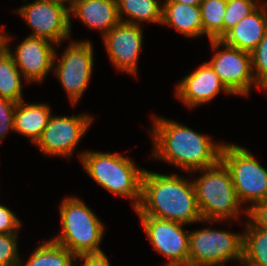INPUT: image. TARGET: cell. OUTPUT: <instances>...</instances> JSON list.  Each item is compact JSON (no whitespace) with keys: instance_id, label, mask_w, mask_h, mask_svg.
I'll use <instances>...</instances> for the list:
<instances>
[{"instance_id":"obj_1","label":"cell","mask_w":267,"mask_h":266,"mask_svg":"<svg viewBox=\"0 0 267 266\" xmlns=\"http://www.w3.org/2000/svg\"><path fill=\"white\" fill-rule=\"evenodd\" d=\"M150 135L153 141L151 157L174 165L189 175L216 165L221 160L224 142L212 140L175 120L153 116ZM196 171V172H195Z\"/></svg>"},{"instance_id":"obj_2","label":"cell","mask_w":267,"mask_h":266,"mask_svg":"<svg viewBox=\"0 0 267 266\" xmlns=\"http://www.w3.org/2000/svg\"><path fill=\"white\" fill-rule=\"evenodd\" d=\"M138 216H152L184 225L220 221L202 220L192 180L179 174H161L144 170Z\"/></svg>"},{"instance_id":"obj_3","label":"cell","mask_w":267,"mask_h":266,"mask_svg":"<svg viewBox=\"0 0 267 266\" xmlns=\"http://www.w3.org/2000/svg\"><path fill=\"white\" fill-rule=\"evenodd\" d=\"M79 159L85 172L99 186L111 194L130 199L133 210L138 208L144 168L136 166L121 153L87 150L79 154Z\"/></svg>"},{"instance_id":"obj_4","label":"cell","mask_w":267,"mask_h":266,"mask_svg":"<svg viewBox=\"0 0 267 266\" xmlns=\"http://www.w3.org/2000/svg\"><path fill=\"white\" fill-rule=\"evenodd\" d=\"M198 171L200 175L192 182L202 220H241L239 215L242 211L246 215V209L237 198L231 173L224 163L220 160L216 165Z\"/></svg>"},{"instance_id":"obj_5","label":"cell","mask_w":267,"mask_h":266,"mask_svg":"<svg viewBox=\"0 0 267 266\" xmlns=\"http://www.w3.org/2000/svg\"><path fill=\"white\" fill-rule=\"evenodd\" d=\"M59 208L62 231L51 240L75 256L102 252L105 226L95 212L75 196L64 197Z\"/></svg>"},{"instance_id":"obj_6","label":"cell","mask_w":267,"mask_h":266,"mask_svg":"<svg viewBox=\"0 0 267 266\" xmlns=\"http://www.w3.org/2000/svg\"><path fill=\"white\" fill-rule=\"evenodd\" d=\"M221 161L231 173L237 198L241 205L250 206L267 199V169L245 147L224 143ZM251 203V204H249Z\"/></svg>"},{"instance_id":"obj_7","label":"cell","mask_w":267,"mask_h":266,"mask_svg":"<svg viewBox=\"0 0 267 266\" xmlns=\"http://www.w3.org/2000/svg\"><path fill=\"white\" fill-rule=\"evenodd\" d=\"M243 261V233L210 226L189 233V266H219Z\"/></svg>"},{"instance_id":"obj_8","label":"cell","mask_w":267,"mask_h":266,"mask_svg":"<svg viewBox=\"0 0 267 266\" xmlns=\"http://www.w3.org/2000/svg\"><path fill=\"white\" fill-rule=\"evenodd\" d=\"M69 42L59 58L55 51L53 71L74 106L90 83L94 68V47L88 39Z\"/></svg>"},{"instance_id":"obj_9","label":"cell","mask_w":267,"mask_h":266,"mask_svg":"<svg viewBox=\"0 0 267 266\" xmlns=\"http://www.w3.org/2000/svg\"><path fill=\"white\" fill-rule=\"evenodd\" d=\"M27 3L15 12L32 28L28 36L44 38L58 46L69 38L72 32L69 5L56 0H34Z\"/></svg>"},{"instance_id":"obj_10","label":"cell","mask_w":267,"mask_h":266,"mask_svg":"<svg viewBox=\"0 0 267 266\" xmlns=\"http://www.w3.org/2000/svg\"><path fill=\"white\" fill-rule=\"evenodd\" d=\"M209 42L215 54L207 62L233 95L246 97L250 95L252 87L259 88L253 75L249 52L228 46L221 40Z\"/></svg>"},{"instance_id":"obj_11","label":"cell","mask_w":267,"mask_h":266,"mask_svg":"<svg viewBox=\"0 0 267 266\" xmlns=\"http://www.w3.org/2000/svg\"><path fill=\"white\" fill-rule=\"evenodd\" d=\"M93 119L94 116L87 113L71 116L53 114L35 146L49 157L63 156L70 159Z\"/></svg>"},{"instance_id":"obj_12","label":"cell","mask_w":267,"mask_h":266,"mask_svg":"<svg viewBox=\"0 0 267 266\" xmlns=\"http://www.w3.org/2000/svg\"><path fill=\"white\" fill-rule=\"evenodd\" d=\"M154 250L166 258L163 266H189V231L181 223L138 216Z\"/></svg>"},{"instance_id":"obj_13","label":"cell","mask_w":267,"mask_h":266,"mask_svg":"<svg viewBox=\"0 0 267 266\" xmlns=\"http://www.w3.org/2000/svg\"><path fill=\"white\" fill-rule=\"evenodd\" d=\"M12 36L7 35V52L13 57L23 80L26 83H42L50 71H53L56 44L51 41L27 36L12 51L9 46Z\"/></svg>"},{"instance_id":"obj_14","label":"cell","mask_w":267,"mask_h":266,"mask_svg":"<svg viewBox=\"0 0 267 266\" xmlns=\"http://www.w3.org/2000/svg\"><path fill=\"white\" fill-rule=\"evenodd\" d=\"M141 25L120 22L102 37L113 66L120 72L137 77L138 61L143 47Z\"/></svg>"},{"instance_id":"obj_15","label":"cell","mask_w":267,"mask_h":266,"mask_svg":"<svg viewBox=\"0 0 267 266\" xmlns=\"http://www.w3.org/2000/svg\"><path fill=\"white\" fill-rule=\"evenodd\" d=\"M175 88V96L187 108L208 104L221 91L227 95H233L207 61L177 82Z\"/></svg>"},{"instance_id":"obj_16","label":"cell","mask_w":267,"mask_h":266,"mask_svg":"<svg viewBox=\"0 0 267 266\" xmlns=\"http://www.w3.org/2000/svg\"><path fill=\"white\" fill-rule=\"evenodd\" d=\"M72 17L92 30H99L102 37L121 22L117 0H75L70 6V26Z\"/></svg>"},{"instance_id":"obj_17","label":"cell","mask_w":267,"mask_h":266,"mask_svg":"<svg viewBox=\"0 0 267 266\" xmlns=\"http://www.w3.org/2000/svg\"><path fill=\"white\" fill-rule=\"evenodd\" d=\"M267 32V18L259 5L248 16L240 20L222 38L226 45L252 52Z\"/></svg>"},{"instance_id":"obj_18","label":"cell","mask_w":267,"mask_h":266,"mask_svg":"<svg viewBox=\"0 0 267 266\" xmlns=\"http://www.w3.org/2000/svg\"><path fill=\"white\" fill-rule=\"evenodd\" d=\"M17 102L14 113V131L29 138L33 144L40 139L43 130L48 125L52 110L45 103Z\"/></svg>"},{"instance_id":"obj_19","label":"cell","mask_w":267,"mask_h":266,"mask_svg":"<svg viewBox=\"0 0 267 266\" xmlns=\"http://www.w3.org/2000/svg\"><path fill=\"white\" fill-rule=\"evenodd\" d=\"M161 25L174 28L186 38L203 36L200 6L164 0Z\"/></svg>"},{"instance_id":"obj_20","label":"cell","mask_w":267,"mask_h":266,"mask_svg":"<svg viewBox=\"0 0 267 266\" xmlns=\"http://www.w3.org/2000/svg\"><path fill=\"white\" fill-rule=\"evenodd\" d=\"M117 3L119 18L123 23L141 25L142 22H162L163 3L158 0H117Z\"/></svg>"},{"instance_id":"obj_21","label":"cell","mask_w":267,"mask_h":266,"mask_svg":"<svg viewBox=\"0 0 267 266\" xmlns=\"http://www.w3.org/2000/svg\"><path fill=\"white\" fill-rule=\"evenodd\" d=\"M76 256L68 249L50 240L40 243L24 264L19 266H75Z\"/></svg>"},{"instance_id":"obj_22","label":"cell","mask_w":267,"mask_h":266,"mask_svg":"<svg viewBox=\"0 0 267 266\" xmlns=\"http://www.w3.org/2000/svg\"><path fill=\"white\" fill-rule=\"evenodd\" d=\"M244 227L241 266H267V229Z\"/></svg>"},{"instance_id":"obj_23","label":"cell","mask_w":267,"mask_h":266,"mask_svg":"<svg viewBox=\"0 0 267 266\" xmlns=\"http://www.w3.org/2000/svg\"><path fill=\"white\" fill-rule=\"evenodd\" d=\"M22 78L13 57L6 50L0 55V97L16 103L23 101Z\"/></svg>"},{"instance_id":"obj_24","label":"cell","mask_w":267,"mask_h":266,"mask_svg":"<svg viewBox=\"0 0 267 266\" xmlns=\"http://www.w3.org/2000/svg\"><path fill=\"white\" fill-rule=\"evenodd\" d=\"M227 0H202L200 4L203 36L209 40H221L223 37V19Z\"/></svg>"},{"instance_id":"obj_25","label":"cell","mask_w":267,"mask_h":266,"mask_svg":"<svg viewBox=\"0 0 267 266\" xmlns=\"http://www.w3.org/2000/svg\"><path fill=\"white\" fill-rule=\"evenodd\" d=\"M259 5L260 0H227L223 19V36Z\"/></svg>"},{"instance_id":"obj_26","label":"cell","mask_w":267,"mask_h":266,"mask_svg":"<svg viewBox=\"0 0 267 266\" xmlns=\"http://www.w3.org/2000/svg\"><path fill=\"white\" fill-rule=\"evenodd\" d=\"M250 54L257 86L259 90L267 92V32Z\"/></svg>"},{"instance_id":"obj_27","label":"cell","mask_w":267,"mask_h":266,"mask_svg":"<svg viewBox=\"0 0 267 266\" xmlns=\"http://www.w3.org/2000/svg\"><path fill=\"white\" fill-rule=\"evenodd\" d=\"M19 233L0 234V266H19Z\"/></svg>"},{"instance_id":"obj_28","label":"cell","mask_w":267,"mask_h":266,"mask_svg":"<svg viewBox=\"0 0 267 266\" xmlns=\"http://www.w3.org/2000/svg\"><path fill=\"white\" fill-rule=\"evenodd\" d=\"M16 102L0 97V143L11 131H14V113Z\"/></svg>"},{"instance_id":"obj_29","label":"cell","mask_w":267,"mask_h":266,"mask_svg":"<svg viewBox=\"0 0 267 266\" xmlns=\"http://www.w3.org/2000/svg\"><path fill=\"white\" fill-rule=\"evenodd\" d=\"M245 226L267 229V199L256 202L246 210Z\"/></svg>"},{"instance_id":"obj_30","label":"cell","mask_w":267,"mask_h":266,"mask_svg":"<svg viewBox=\"0 0 267 266\" xmlns=\"http://www.w3.org/2000/svg\"><path fill=\"white\" fill-rule=\"evenodd\" d=\"M21 220L4 204H0V234L19 233Z\"/></svg>"},{"instance_id":"obj_31","label":"cell","mask_w":267,"mask_h":266,"mask_svg":"<svg viewBox=\"0 0 267 266\" xmlns=\"http://www.w3.org/2000/svg\"><path fill=\"white\" fill-rule=\"evenodd\" d=\"M81 263L82 266H111L110 260L104 251L76 256L75 265Z\"/></svg>"},{"instance_id":"obj_32","label":"cell","mask_w":267,"mask_h":266,"mask_svg":"<svg viewBox=\"0 0 267 266\" xmlns=\"http://www.w3.org/2000/svg\"><path fill=\"white\" fill-rule=\"evenodd\" d=\"M1 28V25H0ZM5 29L1 30L0 32V55L3 54L7 50V35L4 31Z\"/></svg>"},{"instance_id":"obj_33","label":"cell","mask_w":267,"mask_h":266,"mask_svg":"<svg viewBox=\"0 0 267 266\" xmlns=\"http://www.w3.org/2000/svg\"><path fill=\"white\" fill-rule=\"evenodd\" d=\"M170 1L179 2V3L191 5V6H200L202 2V0H170Z\"/></svg>"},{"instance_id":"obj_34","label":"cell","mask_w":267,"mask_h":266,"mask_svg":"<svg viewBox=\"0 0 267 266\" xmlns=\"http://www.w3.org/2000/svg\"><path fill=\"white\" fill-rule=\"evenodd\" d=\"M260 5L263 7L266 18H267V1L265 2V0H260Z\"/></svg>"},{"instance_id":"obj_35","label":"cell","mask_w":267,"mask_h":266,"mask_svg":"<svg viewBox=\"0 0 267 266\" xmlns=\"http://www.w3.org/2000/svg\"><path fill=\"white\" fill-rule=\"evenodd\" d=\"M56 1L62 2L66 5L69 4V7H70L74 3L75 0H56Z\"/></svg>"}]
</instances>
